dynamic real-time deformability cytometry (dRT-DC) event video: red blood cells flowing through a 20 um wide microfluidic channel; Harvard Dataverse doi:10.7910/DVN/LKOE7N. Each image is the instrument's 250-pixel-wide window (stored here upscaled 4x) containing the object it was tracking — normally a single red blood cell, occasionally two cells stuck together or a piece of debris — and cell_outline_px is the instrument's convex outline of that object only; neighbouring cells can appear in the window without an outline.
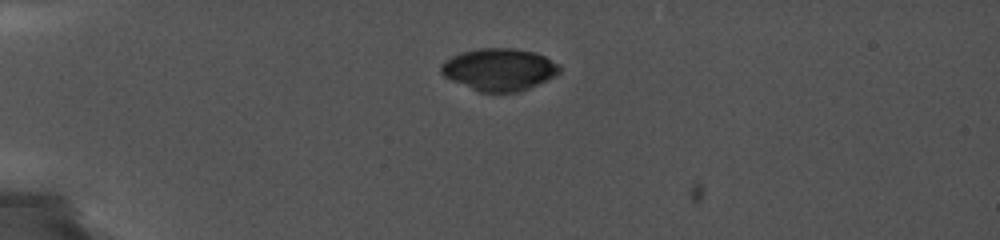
{"species": "common noctule bat (a hibernating species)", "species_latin": "Nyctalus noctula", "temperature_condition": "cold", "stored_images_in_passage": 9, "camera_frame_rate_fps": 5000, "um_per_image_px": 0.085, "animal": {"sex": "female", "body_mass_g": 19.0, "forearm_length_mm": 56.7}, "frame": {"image": 1, "passage_image": 8, "time_ms": 1.8, "image_size_px": [1000, 240], "cell_outline_px": [[560, 72], [556, 76], [520, 92], [480, 92], [452, 80], [444, 76], [440, 72], [440, 64], [444, 60], [460, 52], [476, 48], [516, 48], [536, 52], [560, 64]], "centroid_in_image_um": [42.44, 5.89], "position_along_channel_um": 42.6, "area_um2": 29.42}}